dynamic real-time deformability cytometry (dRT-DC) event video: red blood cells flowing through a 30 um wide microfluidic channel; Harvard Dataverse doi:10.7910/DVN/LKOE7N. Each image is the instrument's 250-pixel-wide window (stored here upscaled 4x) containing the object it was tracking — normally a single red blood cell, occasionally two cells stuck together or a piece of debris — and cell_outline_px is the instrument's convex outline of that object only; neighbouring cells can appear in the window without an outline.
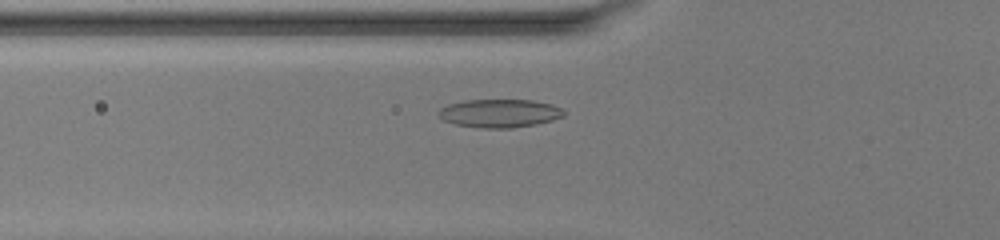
{"species": "common noctule bat (a hibernating species)", "species_latin": "Nyctalus noctula", "temperature_condition": "warm", "stored_images_in_passage": 18, "camera_frame_rate_fps": 3000, "um_per_image_px": 0.085, "animal": {"sex": "female", "body_mass_g": 20.0, "forearm_length_mm": 54.0}, "frame": {"image": 1, "passage_image": 9, "time_ms": 2.667, "image_size_px": [1000, 240], "cell_outline_px": [[564, 116], [552, 120], [536, 124], [512, 128], [480, 128], [456, 124], [444, 120], [436, 112], [440, 108], [448, 104], [464, 100], [532, 100], [552, 104], [560, 108], [564, 112]], "centroid_in_image_um": [42.45, 9.62], "position_along_channel_um": 83.4, "area_um2": 20.63}}
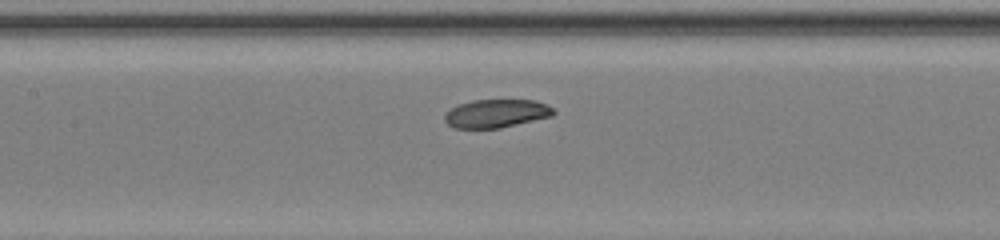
{"frame": {"image": 2, "passage_image": 15, "time_ms": 4.667, "image_size_px": [1000, 240], "cell_outline_px": [[556, 112], [552, 116], [500, 128], [456, 128], [448, 124], [444, 120], [444, 112], [460, 104], [472, 100], [536, 100], [548, 104]], "centroid_in_image_um": [42.19, 9.64], "position_along_channel_um": 165.2, "area_um2": 17.98}}
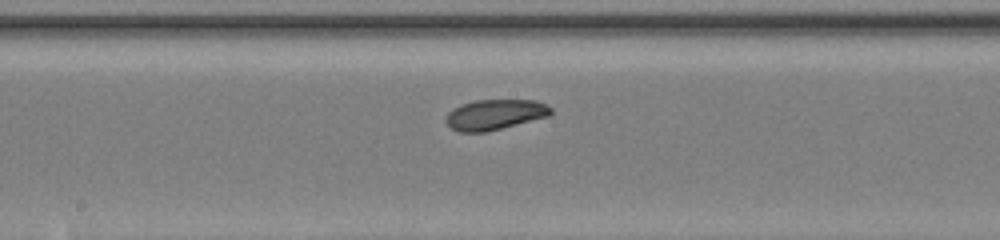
{"frame": {"image": 3, "passage_image": 18, "time_ms": 5.667, "image_size_px": [1000, 240], "cell_outline_px": [[552, 112], [548, 116], [488, 132], [456, 132], [444, 120], [448, 112], [452, 108], [460, 104], [476, 100], [536, 100], [552, 108]], "centroid_in_image_um": [42.02, 9.74], "position_along_channel_um": 206.2, "area_um2": 18.67}}